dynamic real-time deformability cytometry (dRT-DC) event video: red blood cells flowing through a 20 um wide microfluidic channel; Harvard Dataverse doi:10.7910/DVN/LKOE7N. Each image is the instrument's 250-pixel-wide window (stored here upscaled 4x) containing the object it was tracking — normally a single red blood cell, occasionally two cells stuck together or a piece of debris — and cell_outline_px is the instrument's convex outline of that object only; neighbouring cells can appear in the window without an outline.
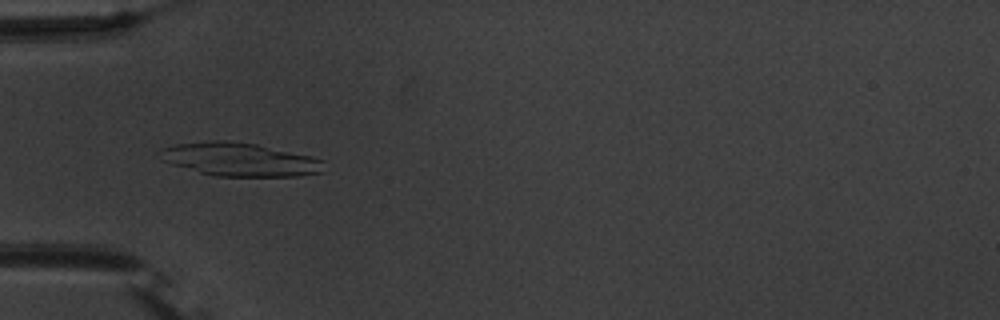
{"species": "common noctule bat (a hibernating species)", "species_latin": "Nyctalus noctula", "temperature_condition": "warm", "stored_images_in_passage": 38, "camera_frame_rate_fps": 3000, "um_per_image_px": 0.085, "animal": {"sex": "male", "body_mass_g": 20.1, "forearm_length_mm": 53.5}, "frame": {"image": 1, "passage_image": 2, "time_ms": 0.333, "image_size_px": [1000, 320], "cell_outline_px": [[324, 172], [300, 176], [216, 176], [200, 172], [172, 164], [160, 160], [156, 152], [160, 148], [176, 144], [212, 140], [224, 140], [256, 144], [308, 156], [324, 160]], "centroid_in_image_um": [20.33, 13.55], "position_along_channel_um": 64.7, "area_um2": 31.91}}
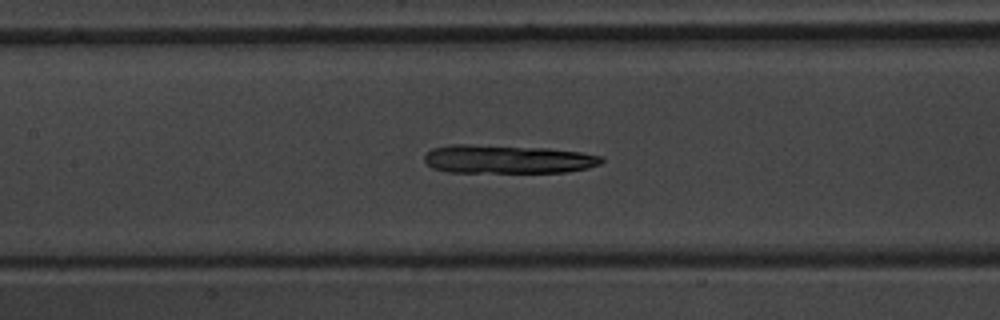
{"frame": {"image": 2, "passage_image": 10, "time_ms": 3.0, "image_size_px": [1000, 320], "cell_outline_px": [[604, 160], [600, 164], [588, 168], [568, 172], [448, 172], [432, 168], [424, 160], [424, 156], [432, 148], [452, 144], [468, 144], [548, 148], [580, 152], [604, 156]], "centroid_in_image_um": [43.16, 13.53], "position_along_channel_um": 164.2, "area_um2": 29.59}}
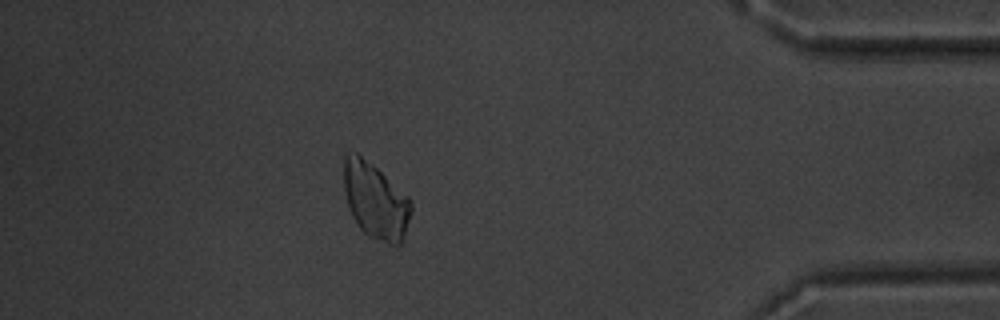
{"frame": {"image": 3, "passage_image": 32, "time_ms": 10.333, "image_size_px": [1000, 320], "cell_outline_px": [[412, 208], [404, 236], [400, 244], [396, 248], [368, 236], [360, 228], [352, 216], [344, 192], [344, 156], [348, 152], [356, 152], [372, 164], [408, 196], [412, 204]], "centroid_in_image_um": [31.92, 17.09], "position_along_channel_um": 403.3, "area_um2": 29.77}}